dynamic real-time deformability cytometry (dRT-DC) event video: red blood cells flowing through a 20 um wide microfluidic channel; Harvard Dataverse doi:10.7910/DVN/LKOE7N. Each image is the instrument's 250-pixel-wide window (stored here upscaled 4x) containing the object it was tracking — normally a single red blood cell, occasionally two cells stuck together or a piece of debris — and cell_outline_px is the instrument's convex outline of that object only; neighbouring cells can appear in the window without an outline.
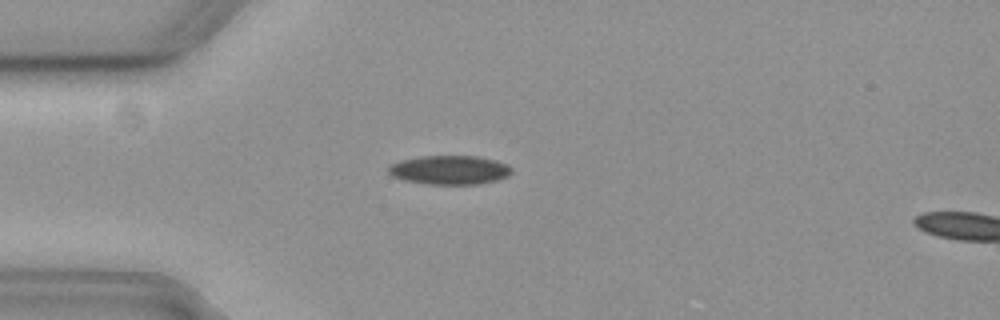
{"species": "common noctule bat (a hibernating species)", "species_latin": "Nyctalus noctula", "temperature_condition": "cold", "stored_images_in_passage": 4, "camera_frame_rate_fps": 3000, "um_per_image_px": 0.085, "animal": {"sex": "female", "body_mass_g": 19.3, "forearm_length_mm": 54.1}, "frame": {"image": 1, "passage_image": 1, "time_ms": 0.0, "image_size_px": [1000, 320], "cell_outline_px": [[512, 172], [508, 176], [496, 180], [480, 184], [428, 184], [404, 180], [392, 176], [388, 172], [388, 168], [392, 164], [400, 160], [420, 156], [476, 156], [496, 160], [508, 164], [512, 168]], "centroid_in_image_um": [38.24, 14.44], "position_along_channel_um": 46.8, "area_um2": 20.87}}